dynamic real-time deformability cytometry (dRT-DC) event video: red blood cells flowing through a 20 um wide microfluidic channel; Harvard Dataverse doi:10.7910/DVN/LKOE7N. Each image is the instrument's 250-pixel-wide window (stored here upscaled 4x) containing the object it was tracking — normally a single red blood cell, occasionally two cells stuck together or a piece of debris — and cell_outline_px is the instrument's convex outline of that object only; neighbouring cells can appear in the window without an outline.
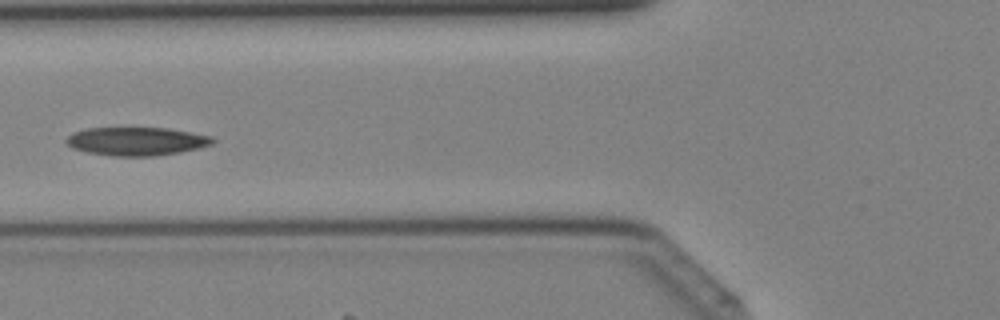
{"species": "Egyptian fruit bat (a non-hibernating species)", "species_latin": "Rousettus aegyptiacus", "temperature_condition": "cold", "stored_images_in_passage": 4, "camera_frame_rate_fps": 3000, "um_per_image_px": 0.085, "animal": {"sex": "female"}, "frame": {"image": 1, "passage_image": 4, "time_ms": 1.0, "image_size_px": [1000, 320], "cell_outline_px": [[216, 140], [212, 144], [180, 152], [156, 156], [112, 156], [88, 152], [72, 148], [64, 140], [72, 132], [88, 128], [168, 128], [212, 136]], "centroid_in_image_um": [11.59, 12.01], "position_along_channel_um": 114.2, "area_um2": 24.16}}